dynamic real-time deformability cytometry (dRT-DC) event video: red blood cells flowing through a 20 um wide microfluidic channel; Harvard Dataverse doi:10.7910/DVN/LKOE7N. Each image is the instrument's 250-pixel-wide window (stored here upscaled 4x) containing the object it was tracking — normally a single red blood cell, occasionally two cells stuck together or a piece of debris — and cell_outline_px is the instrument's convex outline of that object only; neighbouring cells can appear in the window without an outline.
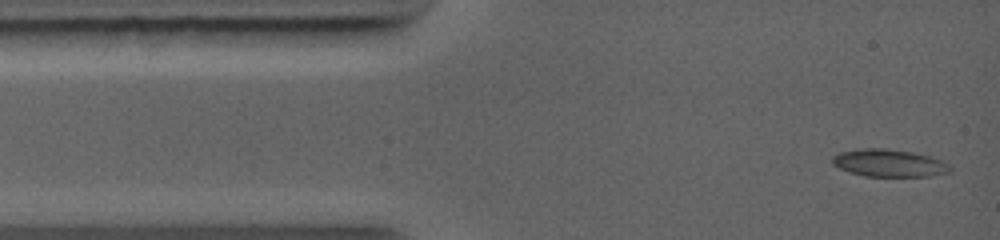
{"species": "common noctule bat (a hibernating species)", "species_latin": "Nyctalus noctula", "temperature_condition": "warm", "stored_images_in_passage": 21, "camera_frame_rate_fps": 5000, "um_per_image_px": 0.085, "animal": {"sex": "female", "body_mass_g": 19.0, "forearm_length_mm": 56.7}, "frame": {"image": 1, "passage_image": 1, "time_ms": 0.0, "image_size_px": [1000, 240], "cell_outline_px": [[952, 172], [932, 176], [864, 176], [848, 172], [832, 164], [832, 156], [840, 152], [864, 148], [880, 148], [912, 152], [928, 156], [940, 160], [948, 164], [952, 168]], "centroid_in_image_um": [75.57, 13.87], "position_along_channel_um": 9.4, "area_um2": 18.79}}
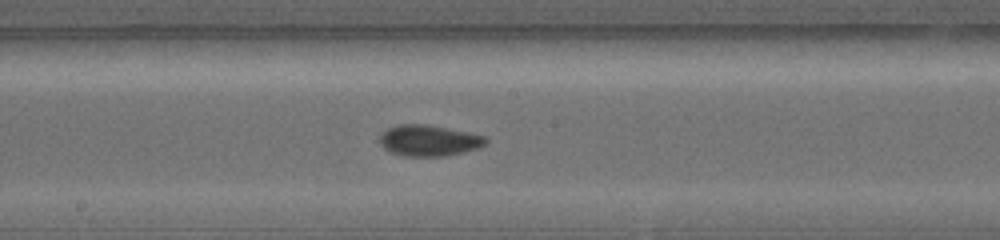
{"frame": {"image": 2, "passage_image": 10, "time_ms": 5.6, "image_size_px": [1000, 240], "cell_outline_px": [[488, 140], [480, 148], [444, 156], [404, 156], [392, 152], [384, 148], [380, 144], [380, 132], [396, 124], [428, 124], [468, 132], [484, 136]], "centroid_in_image_um": [36.43, 11.93], "position_along_channel_um": 211.8, "area_um2": 19.25}}
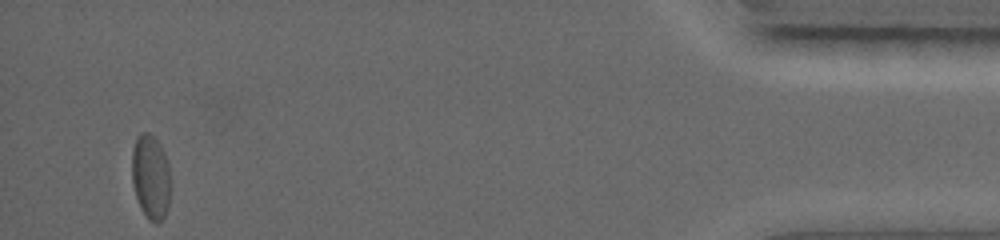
{"frame": {"image": 3, "passage_image": 21, "time_ms": 12.2, "image_size_px": [1000, 240], "cell_outline_px": [[168, 204], [164, 216], [156, 224], [148, 220], [140, 208], [132, 184], [132, 148], [136, 136], [140, 132], [148, 132], [160, 144], [164, 152], [168, 164]], "centroid_in_image_um": [12.76, 15.01], "position_along_channel_um": 422.4, "area_um2": 18.9}}